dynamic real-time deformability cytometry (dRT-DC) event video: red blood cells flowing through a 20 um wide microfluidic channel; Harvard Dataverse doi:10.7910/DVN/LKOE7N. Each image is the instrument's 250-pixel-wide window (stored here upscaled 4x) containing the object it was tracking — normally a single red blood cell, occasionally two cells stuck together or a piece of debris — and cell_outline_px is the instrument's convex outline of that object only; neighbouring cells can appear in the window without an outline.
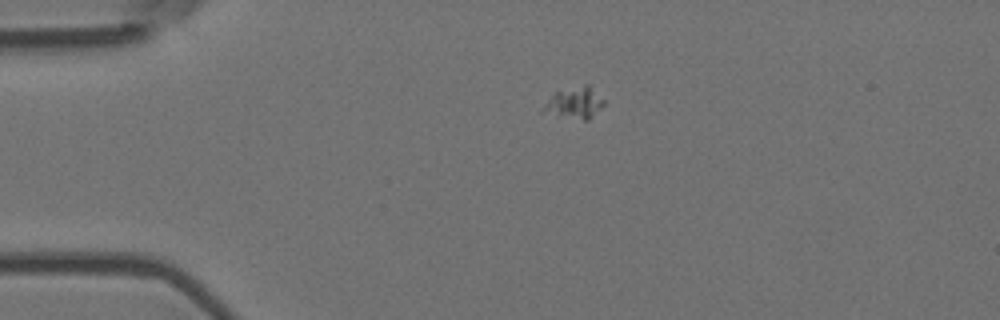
{"species": "Egyptian fruit bat (a non-hibernating species)", "species_latin": "Rousettus aegyptiacus", "temperature_condition": "room temperature", "stored_images_in_passage": 5, "camera_frame_rate_fps": 3000, "um_per_image_px": 0.085, "animal": {"sex": "female"}, "frame": {"image": 1, "passage_image": 4, "time_ms": 1.0, "image_size_px": [1000, 320], "cell_outline_px": [[604, 104], [588, 120], [584, 120], [556, 116], [540, 112], [548, 100], [556, 92], [584, 84], [588, 84], [604, 100]], "centroid_in_image_um": [48.82, 8.76], "position_along_channel_um": 36.2, "area_um2": 10.92}}